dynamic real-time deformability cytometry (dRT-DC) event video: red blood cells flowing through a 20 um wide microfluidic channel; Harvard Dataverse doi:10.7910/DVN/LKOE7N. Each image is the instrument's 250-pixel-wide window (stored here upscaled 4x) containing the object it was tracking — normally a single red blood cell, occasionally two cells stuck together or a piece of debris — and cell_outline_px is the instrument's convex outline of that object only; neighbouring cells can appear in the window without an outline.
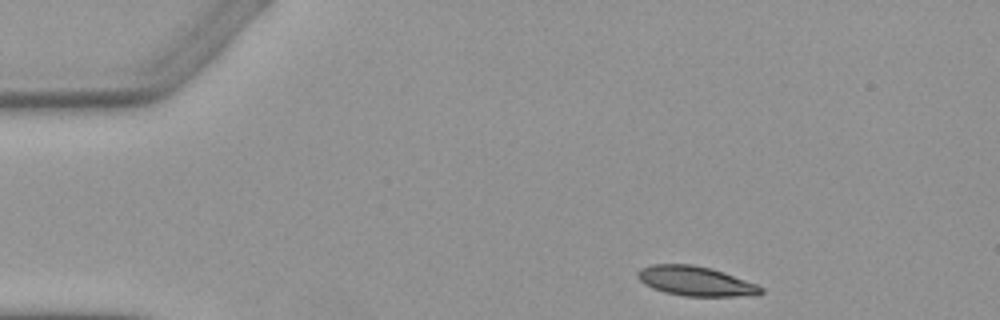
{"species": "Egyptian fruit bat (a non-hibernating species)", "species_latin": "Rousettus aegyptiacus", "temperature_condition": "warm", "stored_images_in_passage": 3, "camera_frame_rate_fps": 3000, "um_per_image_px": 0.085, "animal": {"sex": "female"}, "frame": {"image": 1, "passage_image": 1, "time_ms": 0.0, "image_size_px": [1000, 320], "cell_outline_px": [[764, 292], [756, 296], [684, 296], [664, 292], [652, 288], [644, 284], [636, 276], [636, 272], [640, 268], [652, 264], [692, 264], [712, 268], [724, 272], [756, 284], [764, 288]], "centroid_in_image_um": [59.13, 23.89], "position_along_channel_um": 25.9, "area_um2": 21.5}}